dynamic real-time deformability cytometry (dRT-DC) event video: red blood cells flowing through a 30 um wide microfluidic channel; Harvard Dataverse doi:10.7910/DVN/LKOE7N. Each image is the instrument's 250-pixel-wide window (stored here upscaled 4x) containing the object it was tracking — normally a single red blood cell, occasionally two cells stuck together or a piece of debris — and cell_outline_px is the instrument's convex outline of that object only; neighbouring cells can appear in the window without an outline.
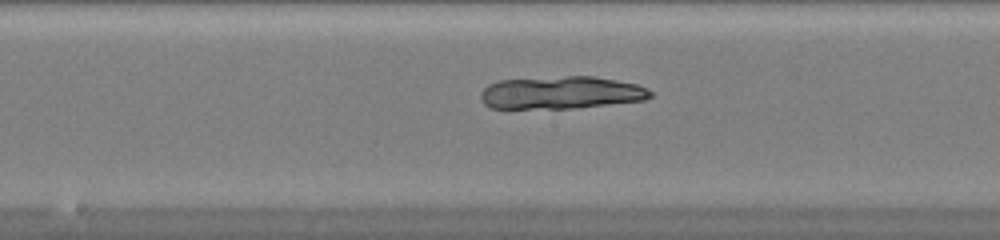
{"species": "common noctule bat (a hibernating species)", "species_latin": "Nyctalus noctula", "temperature_condition": "warm", "stored_images_in_passage": 50, "camera_frame_rate_fps": 3000, "um_per_image_px": 0.085, "animal": {"sex": "female", "body_mass_g": 20.0, "forearm_length_mm": 54.0}, "frame": {"image": 1, "passage_image": 27, "time_ms": 8.667, "image_size_px": [1000, 240], "cell_outline_px": [[652, 96], [644, 100], [576, 108], [492, 108], [484, 104], [480, 100], [480, 92], [488, 84], [500, 80], [568, 76], [592, 76], [616, 80], [636, 84], [648, 88], [652, 92]], "centroid_in_image_um": [47.68, 7.87], "position_along_channel_um": 200.5, "area_um2": 32.25}}
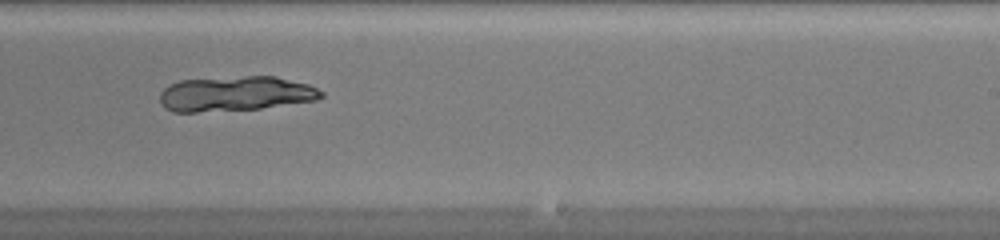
{"frame": {"image": 2, "passage_image": 32, "time_ms": 10.333, "image_size_px": [1000, 240], "cell_outline_px": [[324, 96], [316, 100], [260, 108], [196, 112], [172, 112], [164, 108], [160, 104], [160, 92], [164, 88], [180, 80], [244, 76], [276, 76], [308, 84], [324, 92]], "centroid_in_image_um": [20.0, 7.96], "position_along_channel_um": 269.0, "area_um2": 32.83}}